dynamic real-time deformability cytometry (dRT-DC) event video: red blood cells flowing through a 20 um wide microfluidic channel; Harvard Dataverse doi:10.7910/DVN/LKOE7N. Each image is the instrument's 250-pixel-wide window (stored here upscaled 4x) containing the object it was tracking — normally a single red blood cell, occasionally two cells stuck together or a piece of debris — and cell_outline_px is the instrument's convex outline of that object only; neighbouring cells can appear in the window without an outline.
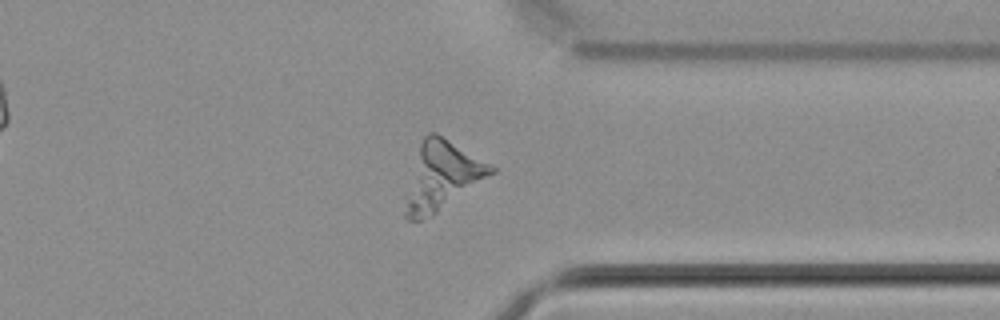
{"species": "common noctule bat (a hibernating species)", "species_latin": "Nyctalus noctula", "temperature_condition": "cold", "stored_images_in_passage": 33, "camera_frame_rate_fps": 3000, "um_per_image_px": 0.085, "animal": {"sex": "male", "body_mass_g": 21.5, "forearm_length_mm": 52.0}, "frame": {"image": 1, "passage_image": 28, "time_ms": 9.0, "image_size_px": [1000, 320], "cell_outline_px": [[496, 172], [432, 216], [420, 220], [404, 220], [404, 196], [420, 144], [424, 136], [428, 132], [436, 132], [496, 168]], "centroid_in_image_um": [37.51, 15.0], "position_along_channel_um": 373.9, "area_um2": 33.81}}